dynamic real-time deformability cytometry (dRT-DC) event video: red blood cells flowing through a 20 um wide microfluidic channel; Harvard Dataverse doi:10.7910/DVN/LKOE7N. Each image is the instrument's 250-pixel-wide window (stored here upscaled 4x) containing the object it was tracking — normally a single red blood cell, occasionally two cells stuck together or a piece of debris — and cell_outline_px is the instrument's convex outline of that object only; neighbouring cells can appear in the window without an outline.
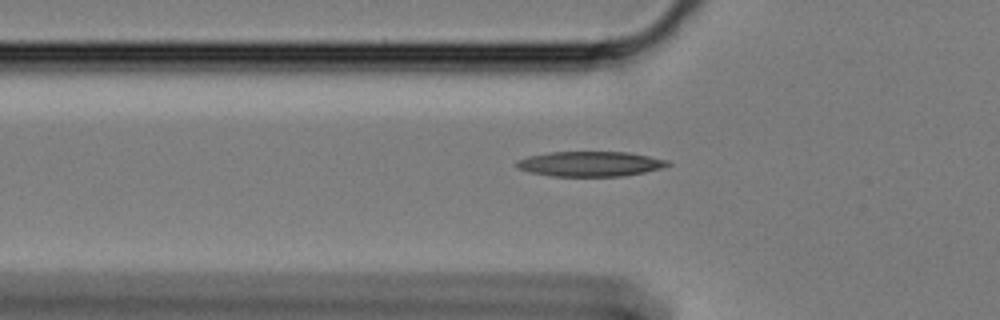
{"species": "Egyptian fruit bat (a non-hibernating species)", "species_latin": "Rousettus aegyptiacus", "temperature_condition": "cold", "stored_images_in_passage": 45, "camera_frame_rate_fps": 3000, "um_per_image_px": 0.085, "animal": {"sex": "female"}, "frame": {"image": 1, "passage_image": 6, "time_ms": 1.667, "image_size_px": [1000, 320], "cell_outline_px": [[672, 164], [664, 168], [624, 176], [552, 176], [528, 172], [516, 168], [516, 160], [528, 156], [548, 152], [628, 152], [668, 160]], "centroid_in_image_um": [50.15, 13.93], "position_along_channel_um": 75.6, "area_um2": 22.2}}
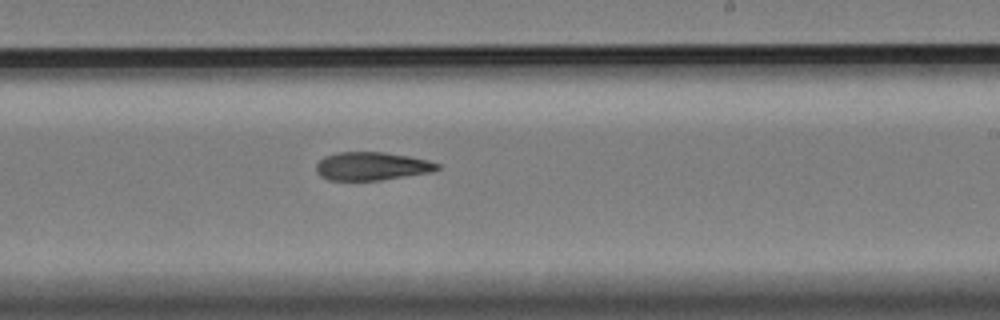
{"frame": {"image": 2, "passage_image": 22, "time_ms": 7.0, "image_size_px": [1000, 320], "cell_outline_px": [[440, 168], [428, 172], [380, 180], [328, 180], [320, 176], [316, 172], [316, 164], [324, 156], [336, 152], [384, 152], [408, 156], [428, 160], [440, 164]], "centroid_in_image_um": [31.55, 14.12], "position_along_channel_um": 257.5, "area_um2": 19.83}}
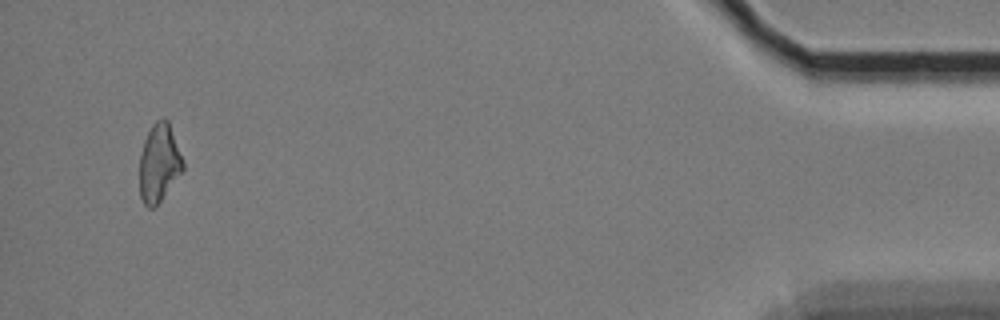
{"frame": {"image": 3, "passage_image": 43, "time_ms": 14.0, "image_size_px": [1000, 320], "cell_outline_px": [[184, 168], [160, 200], [152, 208], [148, 208], [144, 204], [140, 196], [140, 156], [144, 140], [152, 124], [156, 120], [164, 116], [168, 120], [184, 160]], "centroid_in_image_um": [13.52, 13.8], "position_along_channel_um": 421.7, "area_um2": 19.59}}